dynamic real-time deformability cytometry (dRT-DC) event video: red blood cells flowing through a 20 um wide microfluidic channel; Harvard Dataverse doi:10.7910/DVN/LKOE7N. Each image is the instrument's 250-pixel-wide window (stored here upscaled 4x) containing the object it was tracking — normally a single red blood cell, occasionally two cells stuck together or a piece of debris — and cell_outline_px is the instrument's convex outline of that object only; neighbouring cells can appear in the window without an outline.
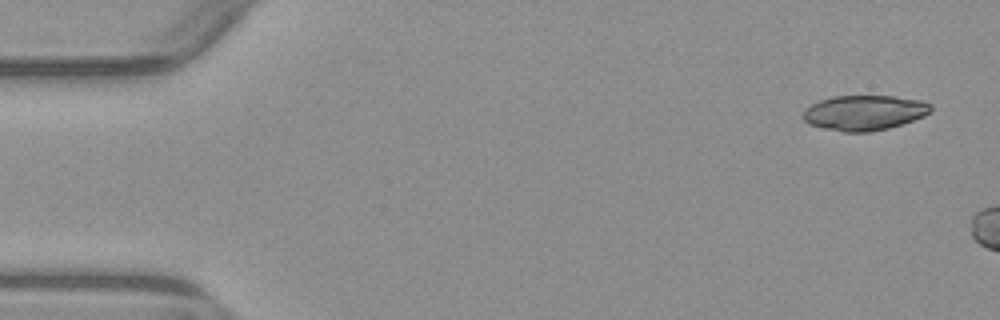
{"species": "common noctule bat (a hibernating species)", "species_latin": "Nyctalus noctula", "temperature_condition": "warm", "stored_images_in_passage": 6, "segment_of_instrument_passage": [2, 2], "camera_frame_rate_fps": 3000, "um_per_image_px": 0.085, "animal": {"sex": "male", "body_mass_g": 23.1, "forearm_length_mm": 52.7}, "frame": {"image": 1, "passage_image": 6, "time_ms": 6.0, "image_size_px": [1000, 320], "cell_outline_px": [[932, 112], [924, 116], [888, 128], [868, 132], [844, 132], [824, 128], [808, 124], [804, 120], [804, 108], [820, 100], [832, 96], [892, 96], [920, 100], [932, 104]], "centroid_in_image_um": [73.47, 9.58], "position_along_channel_um": 11.5, "area_um2": 26.07}}